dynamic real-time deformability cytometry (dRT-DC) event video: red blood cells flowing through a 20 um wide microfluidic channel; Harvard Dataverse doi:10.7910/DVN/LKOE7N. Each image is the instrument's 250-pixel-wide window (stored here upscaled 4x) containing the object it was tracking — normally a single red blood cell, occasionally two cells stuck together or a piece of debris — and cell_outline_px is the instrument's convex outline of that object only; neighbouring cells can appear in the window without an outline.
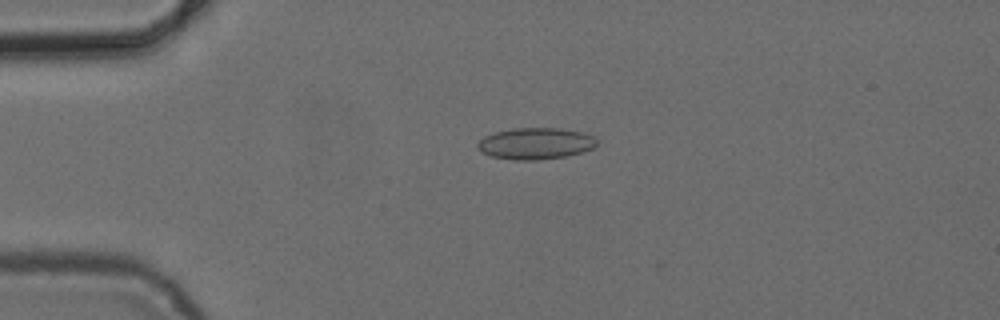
{"species": "common noctule bat (a hibernating species)", "species_latin": "Nyctalus noctula", "temperature_condition": "cold", "stored_images_in_passage": 5, "camera_frame_rate_fps": 3000, "um_per_image_px": 0.085, "animal": {"sex": "female", "body_mass_g": 24.6, "forearm_length_mm": 56.2}, "frame": {"image": 1, "passage_image": 4, "time_ms": 3.333, "image_size_px": [1000, 320], "cell_outline_px": [[596, 144], [592, 148], [584, 152], [568, 156], [540, 160], [516, 160], [492, 156], [480, 152], [476, 148], [476, 144], [484, 136], [496, 132], [516, 128], [560, 128], [584, 132], [592, 136], [596, 140]], "centroid_in_image_um": [45.52, 12.2], "position_along_channel_um": 39.5, "area_um2": 22.02}}